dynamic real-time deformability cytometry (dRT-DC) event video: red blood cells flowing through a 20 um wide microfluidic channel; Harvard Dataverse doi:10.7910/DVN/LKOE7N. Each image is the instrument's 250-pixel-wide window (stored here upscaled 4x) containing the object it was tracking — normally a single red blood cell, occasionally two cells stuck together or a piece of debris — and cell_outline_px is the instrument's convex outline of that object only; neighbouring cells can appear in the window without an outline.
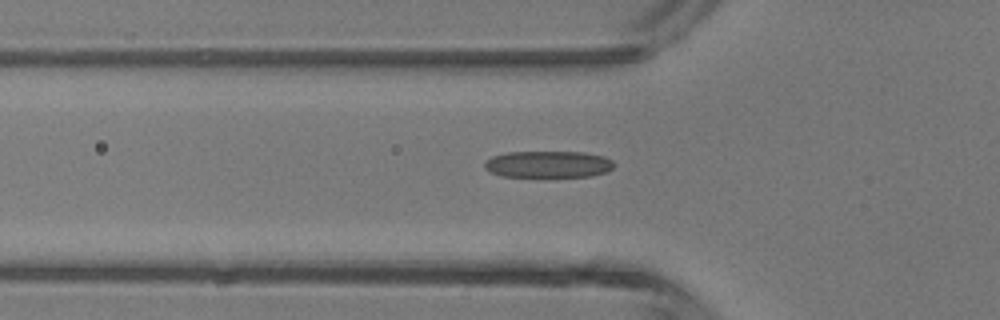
{"species": "common noctule bat (a hibernating species)", "species_latin": "Nyctalus noctula", "temperature_condition": "room temperature", "stored_images_in_passage": 44, "camera_frame_rate_fps": 3000, "um_per_image_px": 0.085, "animal": {"sex": "male", "body_mass_g": 13.3}, "frame": {"image": 1, "passage_image": 16, "time_ms": 5.0, "image_size_px": [1000, 320], "cell_outline_px": [[612, 168], [608, 172], [592, 176], [500, 176], [488, 172], [484, 168], [484, 164], [492, 156], [508, 152], [584, 152], [604, 156], [612, 160]], "centroid_in_image_um": [46.59, 13.96], "position_along_channel_um": 79.2, "area_um2": 20.11}}
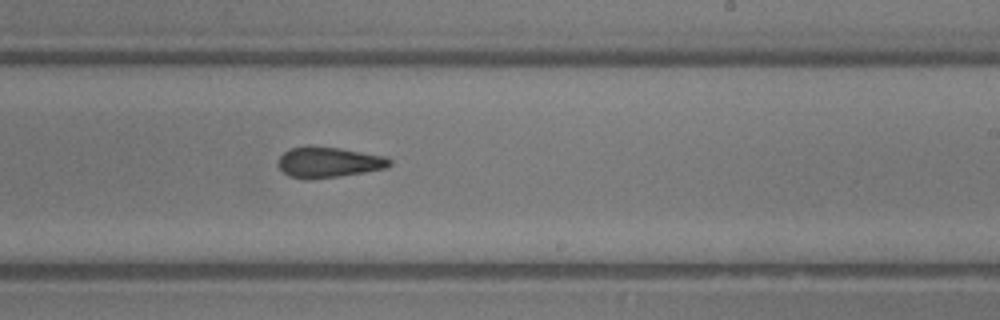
{"frame": {"image": 2, "passage_image": 28, "time_ms": 9.0, "image_size_px": [1000, 320], "cell_outline_px": [[392, 164], [388, 168], [364, 172], [312, 180], [304, 180], [288, 176], [280, 168], [280, 156], [284, 152], [292, 148], [304, 144], [308, 144], [340, 148], [384, 156], [392, 160]], "centroid_in_image_um": [27.93, 13.78], "position_along_channel_um": 261.1, "area_um2": 20.17}}
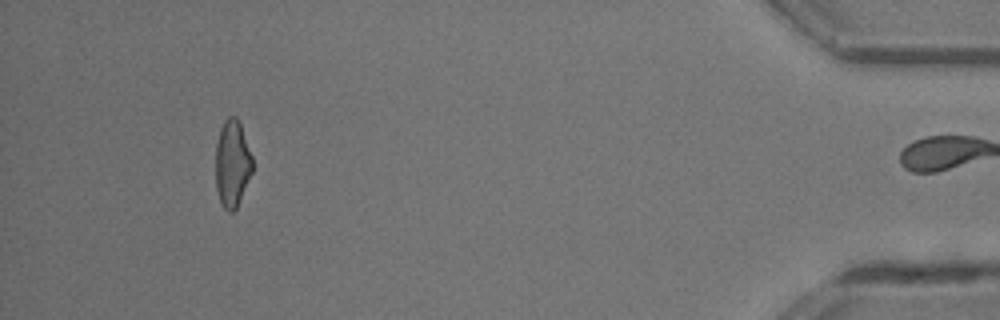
{"frame": {"image": 3, "passage_image": 43, "time_ms": 14.0, "image_size_px": [1000, 320], "cell_outline_px": [[252, 172], [236, 208], [232, 212], [228, 212], [224, 208], [220, 200], [216, 188], [216, 144], [220, 128], [224, 120], [228, 116], [236, 116], [240, 124], [252, 156]], "centroid_in_image_um": [19.73, 13.88], "position_along_channel_um": 415.5, "area_um2": 18.5}, "authors_computed_cell_mechanics": {"area_um2": 19.6809, "velocity_mm_per_s": 4.5173, "shape_relaxation_time_tau1_ms": 7.5525, "shape_relaxation_time_tau2_ms": 3.1628, "deformation_change_tau1": 0.2281, "deformation_change_tau2": 0.1407}}